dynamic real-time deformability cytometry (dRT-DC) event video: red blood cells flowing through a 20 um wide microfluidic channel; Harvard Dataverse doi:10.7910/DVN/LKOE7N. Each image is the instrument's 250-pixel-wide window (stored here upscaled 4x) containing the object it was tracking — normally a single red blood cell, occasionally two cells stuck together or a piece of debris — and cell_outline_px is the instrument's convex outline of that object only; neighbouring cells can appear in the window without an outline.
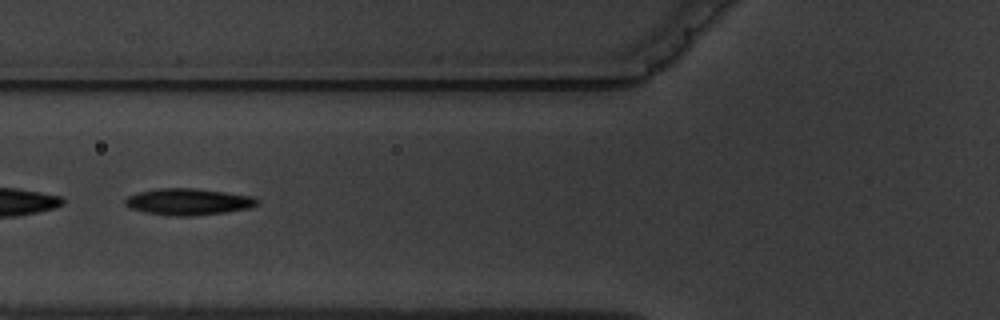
{"species": "common noctule bat (a hibernating species)", "species_latin": "Nyctalus noctula", "temperature_condition": "warm", "stored_images_in_passage": 6, "camera_frame_rate_fps": 3000, "um_per_image_px": 0.085, "animal": {"sex": "male", "body_mass_g": 19.5, "forearm_length_mm": 54.6}, "frame": {"image": 1, "passage_image": 2, "time_ms": 1.333, "image_size_px": [1000, 320], "cell_outline_px": [[260, 200], [256, 204], [248, 208], [224, 212], [192, 216], [172, 216], [144, 212], [132, 208], [124, 204], [124, 200], [128, 196], [140, 192], [156, 188], [196, 188], [252, 196]], "centroid_in_image_um": [15.98, 17.14], "position_along_channel_um": 109.8, "area_um2": 20.29}}